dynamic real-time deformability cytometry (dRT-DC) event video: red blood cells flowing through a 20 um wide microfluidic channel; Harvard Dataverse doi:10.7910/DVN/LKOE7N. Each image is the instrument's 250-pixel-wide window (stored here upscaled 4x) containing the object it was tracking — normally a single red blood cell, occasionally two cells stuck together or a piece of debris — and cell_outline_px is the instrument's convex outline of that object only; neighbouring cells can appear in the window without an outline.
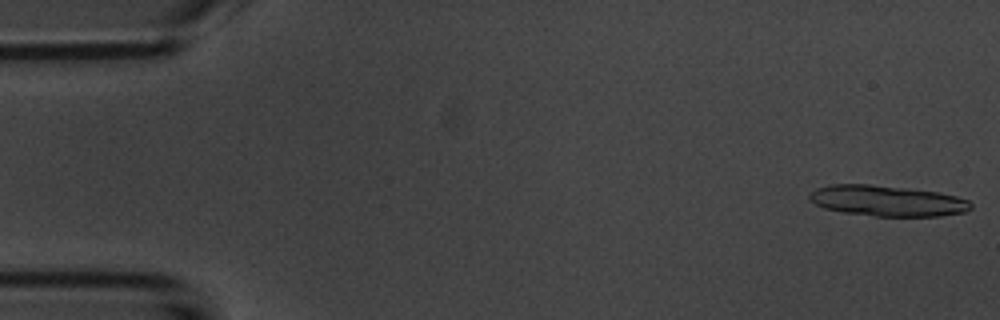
{"species": "common noctule bat (a hibernating species)", "species_latin": "Nyctalus noctula", "temperature_condition": "room temperature", "stored_images_in_passage": 13, "camera_frame_rate_fps": 3000, "um_per_image_px": 0.085, "animal": {"sex": "male", "body_mass_g": 20.1, "forearm_length_mm": 53.5}, "frame": {"image": 1, "passage_image": 1, "time_ms": 0.0, "image_size_px": [1000, 320], "cell_outline_px": [[972, 208], [964, 212], [940, 216], [876, 216], [844, 212], [824, 208], [816, 204], [808, 196], [816, 188], [828, 184], [868, 184], [908, 188], [936, 192], [956, 196], [968, 200], [972, 204]], "centroid_in_image_um": [75.42, 17.06], "position_along_channel_um": 9.6, "area_um2": 28.78}}